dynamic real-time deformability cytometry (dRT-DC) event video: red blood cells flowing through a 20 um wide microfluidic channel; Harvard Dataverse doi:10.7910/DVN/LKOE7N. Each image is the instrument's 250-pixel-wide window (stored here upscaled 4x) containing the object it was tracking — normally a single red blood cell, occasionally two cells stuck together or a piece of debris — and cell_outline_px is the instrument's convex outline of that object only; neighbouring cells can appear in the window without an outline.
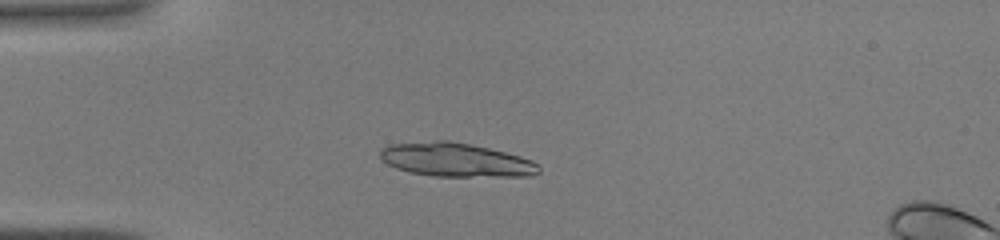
{"species": "common noctule bat (a hibernating species)", "species_latin": "Nyctalus noctula", "temperature_condition": "warm", "stored_images_in_passage": 43, "camera_frame_rate_fps": 3000, "um_per_image_px": 0.085, "animal": {"sex": "male", "body_mass_g": 19.0, "forearm_length_mm": 50.8}, "frame": {"image": 1, "passage_image": 11, "time_ms": 3.333, "image_size_px": [1000, 240], "cell_outline_px": [[540, 172], [532, 176], [432, 176], [408, 172], [396, 168], [380, 160], [380, 148], [388, 144], [436, 140], [448, 140], [488, 148], [520, 156], [532, 160], [540, 168]], "centroid_in_image_um": [38.69, 13.59], "position_along_channel_um": 46.3, "area_um2": 31.33}}
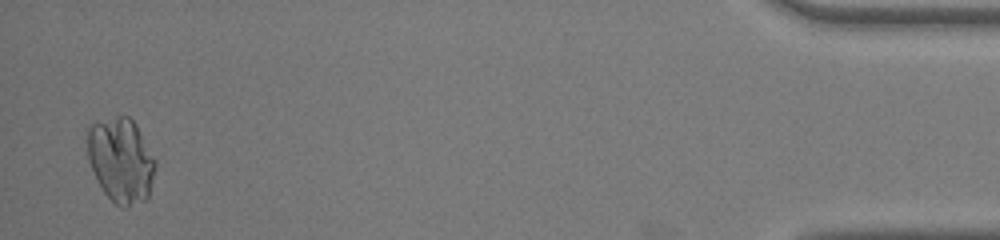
{"frame": {"image": 2, "passage_image": 42, "time_ms": 13.667, "image_size_px": [1000, 240], "cell_outline_px": [[156, 168], [148, 196], [144, 200], [124, 208], [120, 208], [104, 192], [96, 180], [88, 160], [88, 128], [92, 124], [120, 116], [128, 116], [136, 124], [156, 160]], "centroid_in_image_um": [10.29, 13.64], "position_along_channel_um": 424.9, "area_um2": 33.35}}